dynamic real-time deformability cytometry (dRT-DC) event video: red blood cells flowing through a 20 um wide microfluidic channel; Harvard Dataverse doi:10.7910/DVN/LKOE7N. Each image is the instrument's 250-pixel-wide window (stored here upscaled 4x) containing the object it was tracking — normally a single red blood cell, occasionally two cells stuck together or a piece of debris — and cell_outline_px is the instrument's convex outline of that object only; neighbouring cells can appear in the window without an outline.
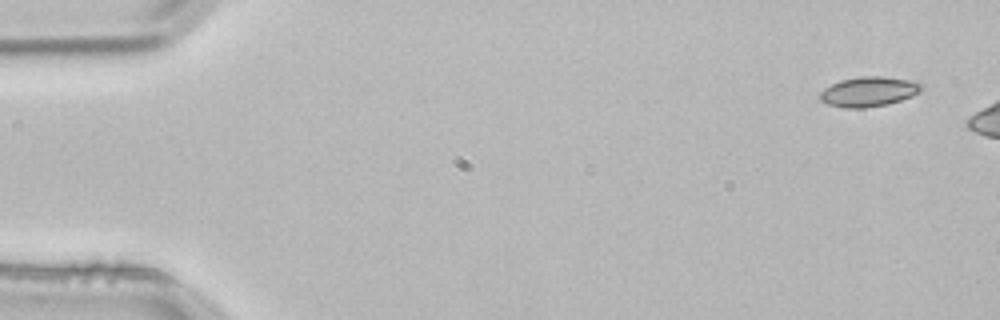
{"species": "common noctule bat (a hibernating species)", "species_latin": "Nyctalus noctula", "temperature_condition": "room temperature", "stored_images_in_passage": 3, "camera_frame_rate_fps": 3000, "um_per_image_px": 0.085, "animal": {"sex": "male", "body_mass_g": 21.5, "forearm_length_mm": 52.0}, "frame": {"image": 1, "passage_image": 1, "time_ms": 0.0, "image_size_px": [1000, 320], "cell_outline_px": [[924, 88], [920, 92], [912, 96], [888, 104], [864, 108], [844, 108], [828, 104], [820, 100], [820, 92], [824, 88], [840, 80], [860, 76], [884, 76], [908, 80], [924, 84]], "centroid_in_image_um": [73.85, 7.78], "position_along_channel_um": 11.1, "area_um2": 17.74}}